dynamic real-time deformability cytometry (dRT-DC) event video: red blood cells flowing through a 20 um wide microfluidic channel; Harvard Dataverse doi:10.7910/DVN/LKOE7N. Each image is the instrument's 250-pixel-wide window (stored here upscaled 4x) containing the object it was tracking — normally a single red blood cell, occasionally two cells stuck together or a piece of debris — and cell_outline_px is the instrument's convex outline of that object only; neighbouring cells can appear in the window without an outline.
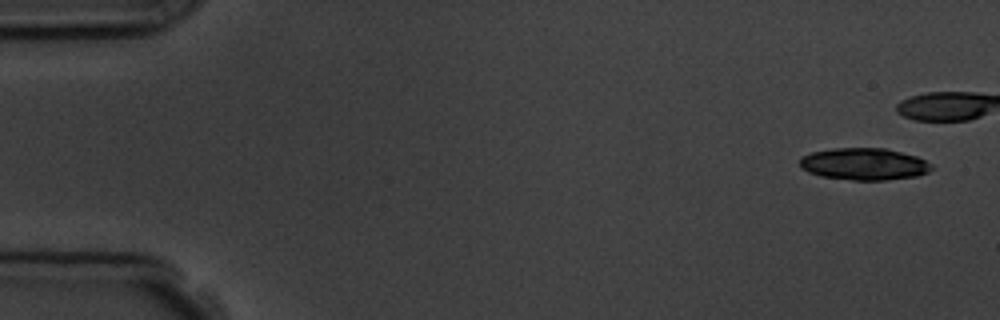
{"species": "common noctule bat (a hibernating species)", "species_latin": "Nyctalus noctula", "temperature_condition": "room temperature", "stored_images_in_passage": 5, "camera_frame_rate_fps": 3000, "um_per_image_px": 0.085, "animal": {"sex": "male", "body_mass_g": 19.5, "forearm_length_mm": 54.6}, "frame": {"image": 1, "passage_image": 1, "time_ms": 0.0, "image_size_px": [1000, 320], "cell_outline_px": [[932, 168], [928, 172], [916, 176], [888, 180], [852, 180], [820, 176], [808, 172], [800, 168], [800, 156], [812, 152], [836, 148], [884, 148], [916, 156], [932, 164]], "centroid_in_image_um": [73.42, 13.95], "position_along_channel_um": 11.6, "area_um2": 24.57}}
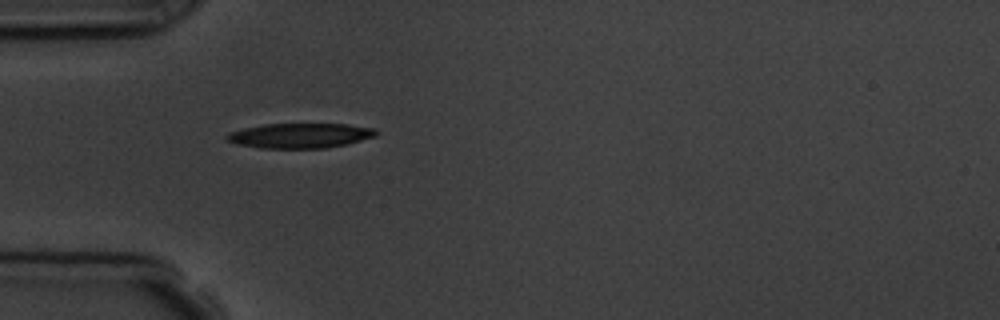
{"frame": {"image": 2, "passage_image": 5, "time_ms": 5.667, "image_size_px": [1000, 320], "cell_outline_px": [[380, 132], [376, 136], [344, 144], [324, 148], [260, 148], [236, 144], [228, 140], [224, 136], [228, 132], [244, 128], [264, 124], [348, 124], [376, 128]], "centroid_in_image_um": [25.5, 11.52], "position_along_channel_um": 59.5, "area_um2": 21.68}}